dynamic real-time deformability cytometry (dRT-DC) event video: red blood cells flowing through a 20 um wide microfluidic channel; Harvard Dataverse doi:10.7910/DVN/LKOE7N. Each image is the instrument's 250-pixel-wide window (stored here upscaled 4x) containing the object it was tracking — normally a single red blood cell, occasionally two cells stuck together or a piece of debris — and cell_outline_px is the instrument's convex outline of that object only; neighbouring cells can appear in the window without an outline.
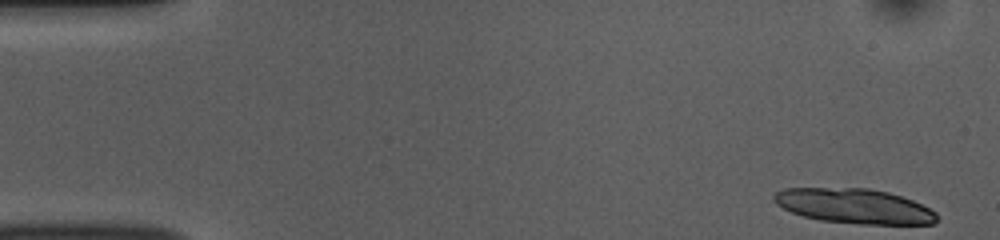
{"species": "common noctule bat (a hibernating species)", "species_latin": "Nyctalus noctula", "temperature_condition": "room temperature", "stored_images_in_passage": 51, "camera_frame_rate_fps": 3000, "um_per_image_px": 0.085, "animal": {"sex": "female", "body_mass_g": 10.0, "forearm_length_mm": 53.1}, "frame": {"image": 1, "passage_image": 1, "time_ms": 0.0, "image_size_px": [1000, 240], "cell_outline_px": [[936, 224], [860, 224], [820, 220], [804, 216], [792, 212], [776, 204], [772, 196], [776, 192], [784, 188], [868, 188], [888, 192], [912, 200], [936, 212]], "centroid_in_image_um": [72.6, 17.51], "position_along_channel_um": 12.4, "area_um2": 32.89}}
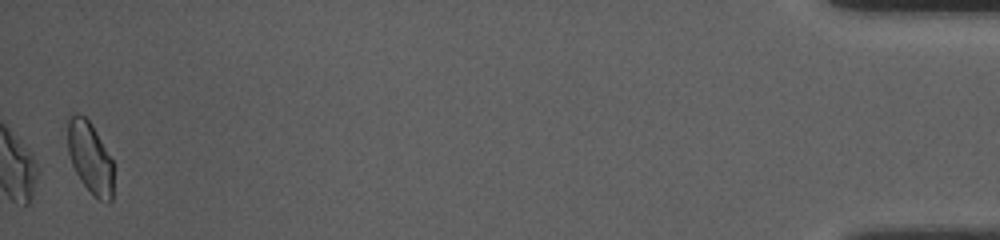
{"frame": {"image": 2, "passage_image": 51, "time_ms": 16.667, "image_size_px": [1000, 240], "cell_outline_px": [[112, 200], [108, 204], [100, 200], [80, 180], [72, 164], [68, 152], [68, 112], [76, 112], [84, 116], [92, 124], [112, 160]], "centroid_in_image_um": [7.63, 13.35], "position_along_channel_um": 427.6, "area_um2": 18.96}, "authors_computed_cell_mechanics": {"area_um2": 18.9584, "velocity_mm_per_s": 3.773, "shape_relaxation_time_tau1_ms": 4.0843, "shape_relaxation_time_tau2_ms": 2.2073, "deformation_change_tau1": 0.1233, "deformation_change_tau2": 0.0696}}